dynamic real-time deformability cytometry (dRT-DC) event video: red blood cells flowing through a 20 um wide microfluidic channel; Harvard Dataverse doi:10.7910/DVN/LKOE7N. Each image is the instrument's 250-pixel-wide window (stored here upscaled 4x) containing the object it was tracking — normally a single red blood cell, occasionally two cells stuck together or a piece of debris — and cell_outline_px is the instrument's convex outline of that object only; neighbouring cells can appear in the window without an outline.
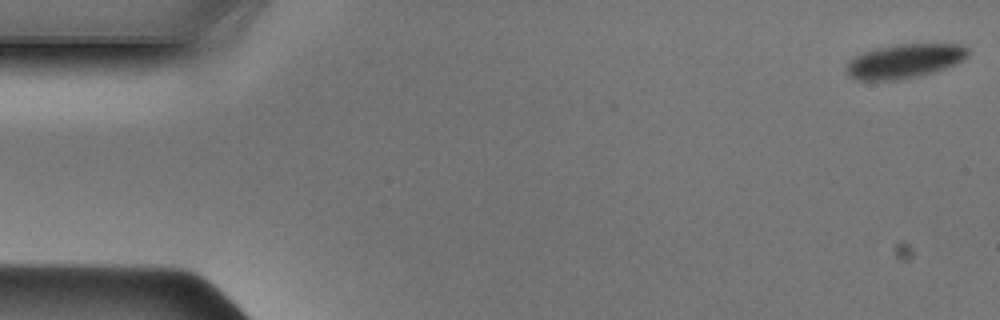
{"species": "Egyptian fruit bat (a non-hibernating species)", "species_latin": "Rousettus aegyptiacus", "temperature_condition": "cold", "stored_images_in_passage": 10, "camera_frame_rate_fps": 3000, "um_per_image_px": 0.085, "animal": {"sex": "male"}, "frame": {"image": 1, "passage_image": 1, "time_ms": 0.0, "image_size_px": [1000, 320], "cell_outline_px": [[968, 56], [956, 64], [932, 72], [916, 76], [896, 80], [856, 80], [848, 76], [848, 64], [856, 56], [864, 52], [876, 48], [900, 44], [960, 44], [968, 48]], "centroid_in_image_um": [76.91, 5.19], "position_along_channel_um": 8.1, "area_um2": 23.81}}